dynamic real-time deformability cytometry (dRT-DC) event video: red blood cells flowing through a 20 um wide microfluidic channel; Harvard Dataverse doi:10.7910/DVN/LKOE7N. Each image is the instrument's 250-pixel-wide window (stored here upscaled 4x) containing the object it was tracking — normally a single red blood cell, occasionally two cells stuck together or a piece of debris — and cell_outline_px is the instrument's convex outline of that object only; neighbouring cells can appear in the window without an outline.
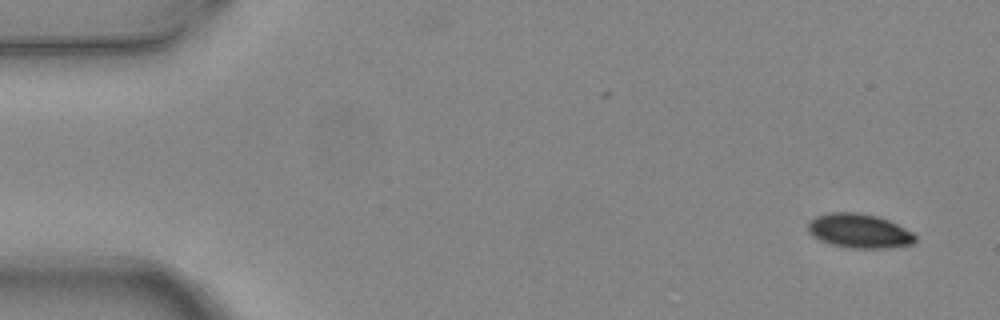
{"species": "common noctule bat (a hibernating species)", "species_latin": "Nyctalus noctula", "temperature_condition": "warm", "stored_images_in_passage": 6, "camera_frame_rate_fps": 3000, "um_per_image_px": 0.085, "animal": {"sex": "female", "body_mass_g": 24.6, "forearm_length_mm": 56.2}, "frame": {"image": 1, "passage_image": 1, "time_ms": 0.0, "image_size_px": [1000, 320], "cell_outline_px": [[916, 240], [912, 244], [888, 248], [848, 248], [832, 244], [820, 240], [812, 236], [808, 232], [808, 224], [816, 216], [828, 212], [856, 212], [876, 216], [888, 220], [912, 232], [916, 236]], "centroid_in_image_um": [73.02, 19.63], "position_along_channel_um": 12.0, "area_um2": 21.33}}
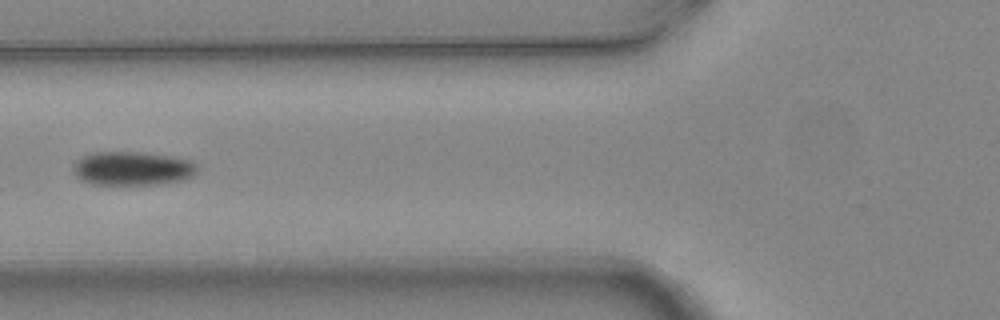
{"frame": {"image": 2, "passage_image": 6, "time_ms": 1.667, "image_size_px": [1000, 320], "cell_outline_px": [[196, 172], [192, 176], [184, 180], [156, 184], [88, 184], [80, 180], [72, 172], [72, 168], [76, 160], [92, 152], [140, 152], [172, 156], [188, 160], [196, 164]], "centroid_in_image_um": [11.21, 14.32], "position_along_channel_um": 114.6, "area_um2": 24.51}}